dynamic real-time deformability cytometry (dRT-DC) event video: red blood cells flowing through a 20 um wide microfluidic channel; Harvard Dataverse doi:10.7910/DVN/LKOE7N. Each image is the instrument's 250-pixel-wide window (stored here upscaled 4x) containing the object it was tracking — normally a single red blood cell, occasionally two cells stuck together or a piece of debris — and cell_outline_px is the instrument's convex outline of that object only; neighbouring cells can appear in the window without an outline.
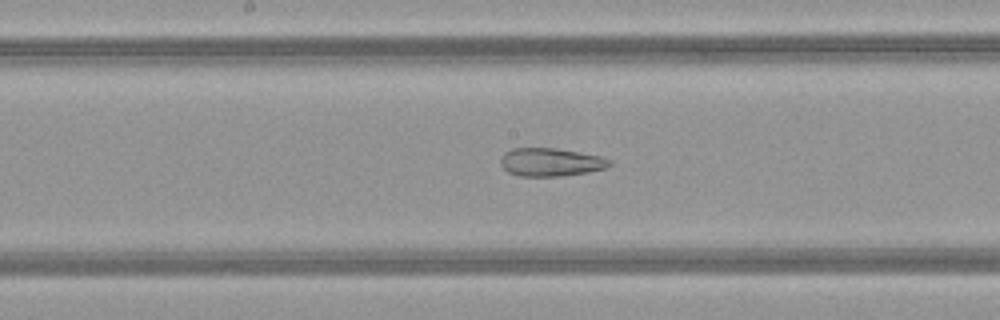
{"species": "common noctule bat (a hibernating species)", "species_latin": "Nyctalus noctula", "temperature_condition": "warm", "stored_images_in_passage": 49, "camera_frame_rate_fps": 3000, "um_per_image_px": 0.085, "animal": {"sex": "female", "body_mass_g": 21.9}, "frame": {"image": 1, "passage_image": 25, "time_ms": 8.0, "image_size_px": [1000, 320], "cell_outline_px": [[612, 164], [608, 168], [588, 172], [564, 176], [520, 176], [508, 172], [500, 164], [500, 160], [504, 152], [512, 148], [556, 148], [604, 156], [612, 160]], "centroid_in_image_um": [46.86, 13.78], "position_along_channel_um": 201.3, "area_um2": 18.21}}
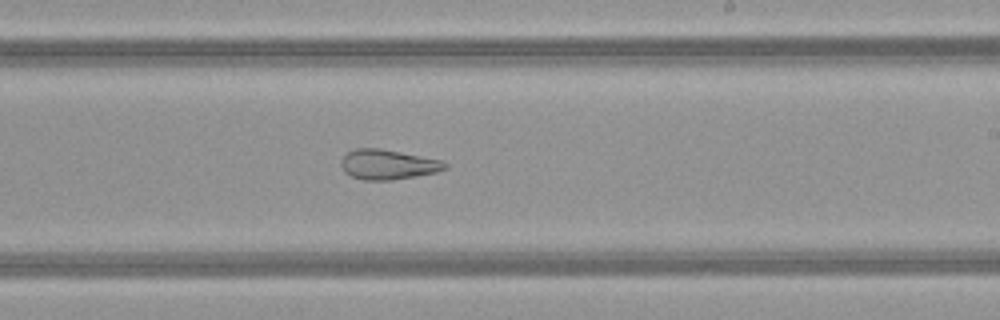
{"frame": {"image": 2, "passage_image": 29, "time_ms": 9.333, "image_size_px": [1000, 320], "cell_outline_px": [[448, 168], [436, 172], [416, 176], [392, 180], [364, 180], [352, 176], [344, 172], [340, 164], [340, 160], [348, 152], [356, 148], [380, 148], [444, 160], [448, 164]], "centroid_in_image_um": [32.99, 13.98], "position_along_channel_um": 256.0, "area_um2": 18.26}}
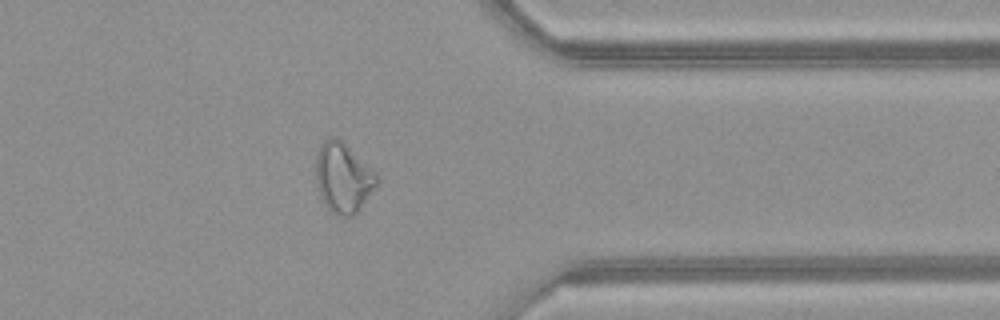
{"frame": {"image": 3, "passage_image": 39, "time_ms": 12.667, "image_size_px": [1000, 320], "cell_outline_px": [[380, 180], [360, 208], [352, 216], [344, 216], [332, 212], [324, 204], [320, 196], [316, 184], [316, 156], [320, 144], [328, 136], [336, 136], [344, 140], [376, 172]], "centroid_in_image_um": [29.16, 15.04], "position_along_channel_um": 382.2, "area_um2": 25.2}, "authors_computed_cell_mechanics": {"area_um2": 25.8366, "velocity_mm_per_s": 4.1174, "shape_relaxation_time_tau1_ms": null, "shape_relaxation_time_tau2_ms": 2.3658, "deformation_change_tau1": null, "deformation_change_tau2": 0.1166}}